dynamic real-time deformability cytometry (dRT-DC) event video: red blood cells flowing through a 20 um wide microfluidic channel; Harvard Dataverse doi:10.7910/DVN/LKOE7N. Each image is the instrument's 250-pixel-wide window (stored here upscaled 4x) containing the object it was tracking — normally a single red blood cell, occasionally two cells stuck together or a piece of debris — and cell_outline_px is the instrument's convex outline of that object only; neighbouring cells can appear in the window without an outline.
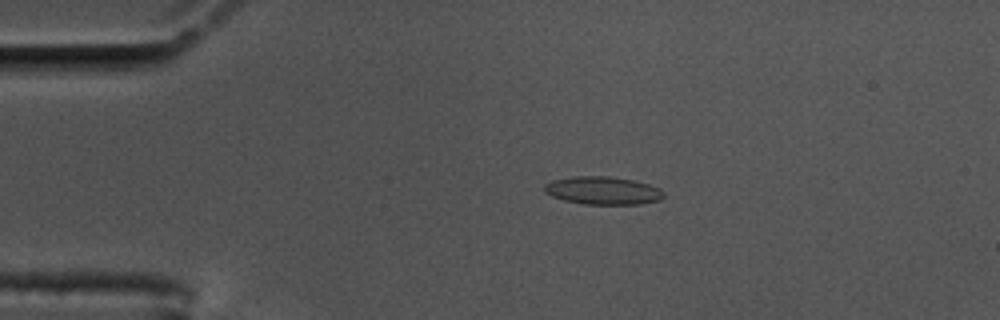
{"species": "common noctule bat (a hibernating species)", "species_latin": "Nyctalus noctula", "temperature_condition": "cold", "stored_images_in_passage": 42, "camera_frame_rate_fps": 3000, "um_per_image_px": 0.085, "animal": {"sex": "male", "body_mass_g": 17.5, "forearm_length_mm": 52.3}, "frame": {"image": 1, "passage_image": 4, "time_ms": 1.0, "image_size_px": [1000, 320], "cell_outline_px": [[664, 196], [660, 200], [640, 204], [584, 204], [564, 200], [552, 196], [544, 192], [544, 184], [552, 180], [576, 176], [608, 176], [632, 180], [648, 184], [660, 188], [664, 192]], "centroid_in_image_um": [51.24, 16.2], "position_along_channel_um": 33.8, "area_um2": 19.42}}
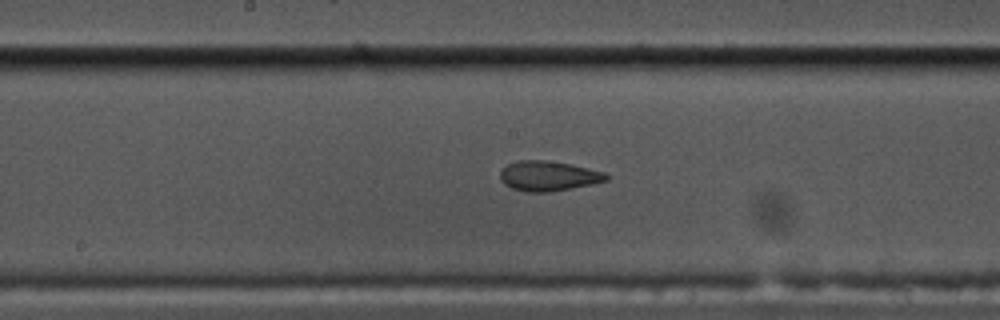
{"frame": {"image": 2, "passage_image": 22, "time_ms": 7.0, "image_size_px": [1000, 320], "cell_outline_px": [[608, 180], [592, 184], [552, 192], [528, 192], [512, 188], [504, 184], [500, 180], [500, 172], [508, 164], [520, 160], [544, 160], [568, 164], [588, 168], [604, 172], [608, 176]], "centroid_in_image_um": [46.6, 14.97], "position_along_channel_um": 201.6, "area_um2": 18.38}}
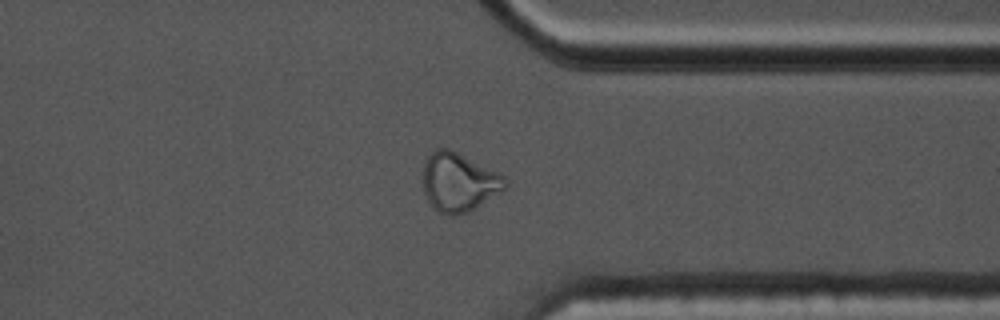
{"frame": {"image": 3, "passage_image": 37, "time_ms": 12.0, "image_size_px": [1000, 320], "cell_outline_px": [[508, 184], [500, 192], [476, 208], [468, 212], [456, 216], [440, 212], [428, 200], [424, 192], [420, 180], [424, 164], [428, 156], [436, 148], [448, 148], [504, 176], [508, 180]], "centroid_in_image_um": [38.96, 15.49], "position_along_channel_um": 372.4, "area_um2": 27.98}, "authors_computed_cell_mechanics": {"area_um2": 18.3515, "velocity_mm_per_s": 3.4588, "shape_relaxation_time_tau1_ms": null, "shape_relaxation_time_tau2_ms": 2.5064, "deformation_change_tau1": null, "deformation_change_tau2": 0.0939}}